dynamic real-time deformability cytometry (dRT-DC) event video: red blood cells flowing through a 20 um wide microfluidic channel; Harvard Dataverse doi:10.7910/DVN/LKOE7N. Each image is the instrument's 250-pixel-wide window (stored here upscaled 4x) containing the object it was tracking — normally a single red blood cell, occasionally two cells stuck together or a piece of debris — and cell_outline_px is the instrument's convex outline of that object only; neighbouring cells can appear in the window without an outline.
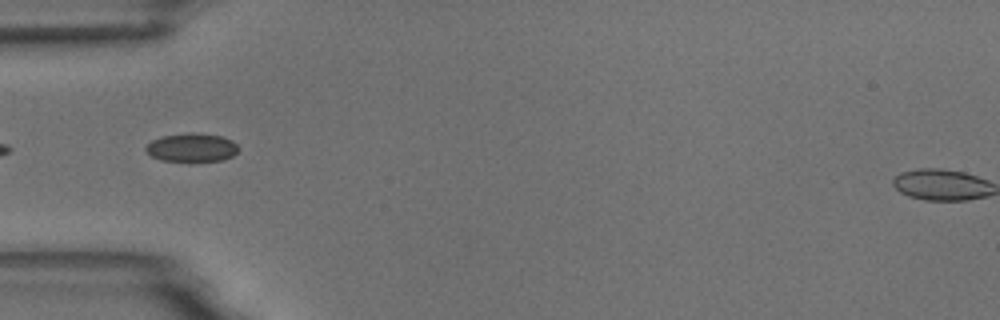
{"species": "common noctule bat (a hibernating species)", "species_latin": "Nyctalus noctula", "temperature_condition": "room temperature", "stored_images_in_passage": 6, "segment_of_instrument_passage": [2, 2], "camera_frame_rate_fps": 3000, "um_per_image_px": 0.085, "animal": {"sex": "male", "body_mass_g": 18.8}, "frame": {"image": 1, "passage_image": 6, "time_ms": 5.667, "image_size_px": [1000, 320], "cell_outline_px": [[240, 148], [232, 156], [224, 160], [188, 164], [160, 160], [152, 156], [144, 148], [152, 140], [160, 136], [192, 132], [220, 136], [232, 140]], "centroid_in_image_um": [16.3, 12.59], "position_along_channel_um": 68.7, "area_um2": 16.07}}